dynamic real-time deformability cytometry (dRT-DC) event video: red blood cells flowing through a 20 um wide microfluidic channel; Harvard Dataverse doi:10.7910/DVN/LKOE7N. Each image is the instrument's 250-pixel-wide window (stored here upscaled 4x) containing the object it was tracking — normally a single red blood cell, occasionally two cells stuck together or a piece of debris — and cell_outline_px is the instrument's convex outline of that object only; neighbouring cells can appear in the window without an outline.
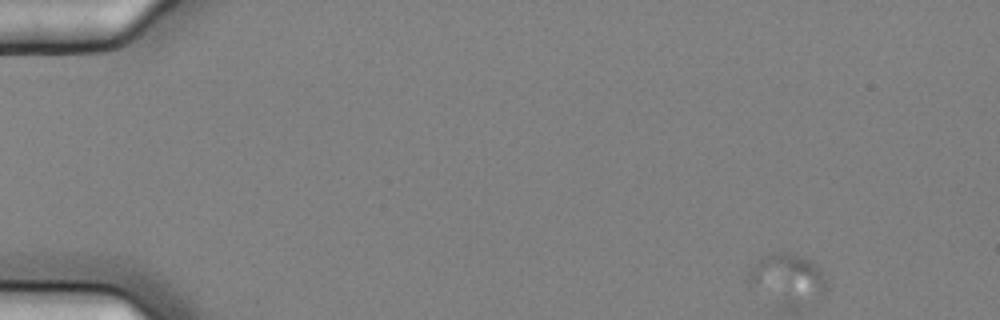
{"species": "common noctule bat (a hibernating species)", "species_latin": "Nyctalus noctula", "temperature_condition": "cold", "stored_images_in_passage": 6, "camera_frame_rate_fps": 3000, "um_per_image_px": 0.085, "animal": {"sex": "female", "body_mass_g": 25.1}, "frame": {"image": 1, "passage_image": 1, "time_ms": 0.0, "image_size_px": [1000, 320], "cell_outline_px": [[828, 288], [824, 292], [816, 296], [748, 284], [744, 276], [760, 256], [772, 252], [784, 252], [804, 256], [812, 260], [824, 272]], "centroid_in_image_um": [66.95, 23.28], "position_along_channel_um": 18.0, "area_um2": 18.55}}
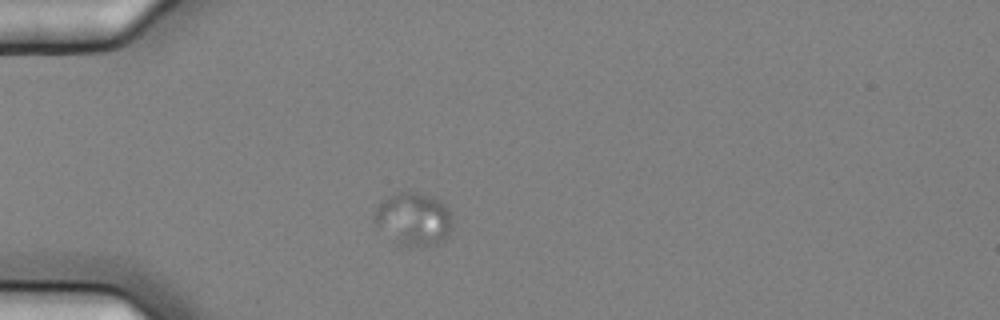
{"frame": {"image": 2, "passage_image": 4, "time_ms": 1.0, "image_size_px": [1000, 320], "cell_outline_px": [[452, 228], [448, 236], [444, 240], [436, 244], [400, 244], [376, 224], [372, 220], [372, 212], [388, 196], [396, 192], [408, 188], [436, 196], [448, 208], [452, 216]], "centroid_in_image_um": [35.18, 18.51], "position_along_channel_um": 49.8, "area_um2": 24.28}}
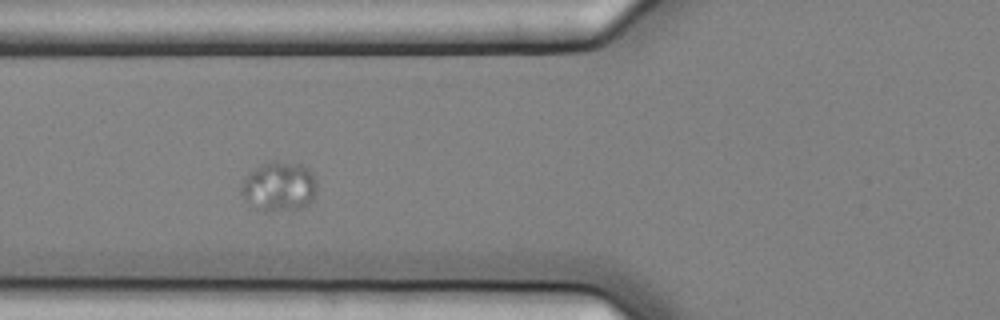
{"frame": {"image": 3, "passage_image": 6, "time_ms": 1.667, "image_size_px": [1000, 320], "cell_outline_px": [[316, 192], [312, 200], [308, 204], [300, 208], [264, 212], [256, 208], [244, 196], [240, 188], [240, 184], [248, 172], [260, 164], [272, 160], [276, 160], [300, 164], [308, 168], [312, 172], [316, 180]], "centroid_in_image_um": [23.72, 15.82], "position_along_channel_um": 102.1, "area_um2": 22.02}}